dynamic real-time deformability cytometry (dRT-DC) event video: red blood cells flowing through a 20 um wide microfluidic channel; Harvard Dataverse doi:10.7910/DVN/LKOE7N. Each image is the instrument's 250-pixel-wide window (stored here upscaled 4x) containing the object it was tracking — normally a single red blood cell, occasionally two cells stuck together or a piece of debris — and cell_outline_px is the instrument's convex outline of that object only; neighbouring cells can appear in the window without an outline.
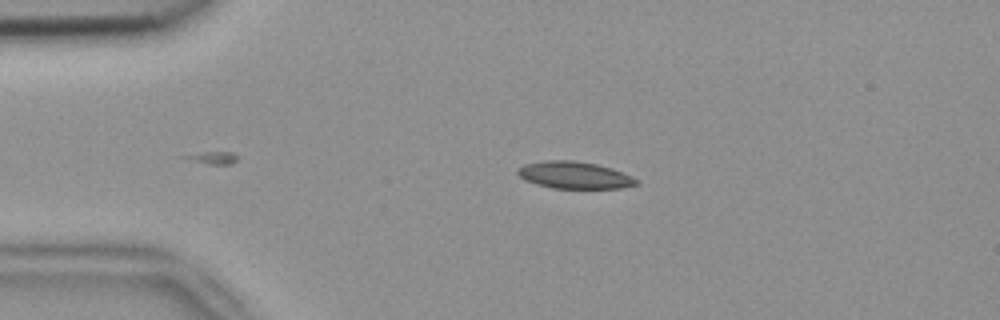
{"species": "common noctule bat (a hibernating species)", "species_latin": "Nyctalus noctula", "temperature_condition": "room temperature", "stored_images_in_passage": 2, "camera_frame_rate_fps": 3000, "um_per_image_px": 0.085, "animal": {"sex": "female", "body_mass_g": 18.4}, "frame": {"image": 1, "passage_image": 1, "time_ms": 0.0, "image_size_px": [1000, 320], "cell_outline_px": [[640, 184], [620, 188], [552, 188], [536, 184], [524, 180], [516, 172], [516, 168], [524, 164], [544, 160], [572, 160], [596, 164], [612, 168], [632, 176], [640, 180]], "centroid_in_image_um": [48.82, 14.88], "position_along_channel_um": 36.2, "area_um2": 18.9}}